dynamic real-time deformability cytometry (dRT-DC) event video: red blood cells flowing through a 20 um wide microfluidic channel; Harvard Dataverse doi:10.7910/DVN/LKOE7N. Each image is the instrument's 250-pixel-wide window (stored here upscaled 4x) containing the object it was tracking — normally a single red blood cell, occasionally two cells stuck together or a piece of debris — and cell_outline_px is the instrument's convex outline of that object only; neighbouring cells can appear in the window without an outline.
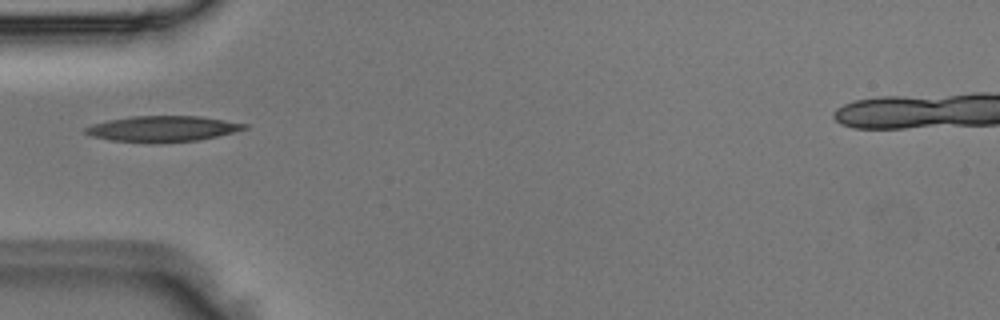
{"species": "Egyptian fruit bat (a non-hibernating species)", "species_latin": "Rousettus aegyptiacus", "temperature_condition": "room temperature", "stored_images_in_passage": 2, "camera_frame_rate_fps": 3000, "um_per_image_px": 0.085, "animal": {"sex": "male"}, "frame": {"image": 1, "passage_image": 1, "time_ms": 0.0, "image_size_px": [1000, 320], "cell_outline_px": [[248, 128], [216, 136], [196, 140], [112, 140], [92, 136], [84, 132], [84, 128], [108, 120], [132, 116], [200, 116], [248, 124]], "centroid_in_image_um": [13.86, 10.89], "position_along_channel_um": 71.1, "area_um2": 22.54}}